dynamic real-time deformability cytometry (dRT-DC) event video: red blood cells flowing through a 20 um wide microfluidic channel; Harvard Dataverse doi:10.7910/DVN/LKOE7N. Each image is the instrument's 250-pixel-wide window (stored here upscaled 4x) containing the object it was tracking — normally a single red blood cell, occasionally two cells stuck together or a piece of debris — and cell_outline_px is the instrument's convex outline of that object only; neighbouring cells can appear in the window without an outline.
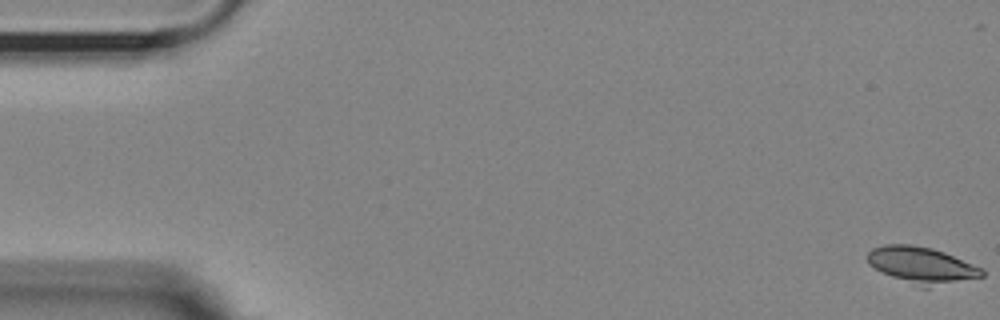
{"species": "Egyptian fruit bat (a non-hibernating species)", "species_latin": "Rousettus aegyptiacus", "temperature_condition": "room temperature", "stored_images_in_passage": 57, "segment_of_instrument_passage": [1, 2], "camera_frame_rate_fps": 3000, "um_per_image_px": 0.085, "animal": {"sex": "female"}, "frame": {"image": 1, "passage_image": 1, "time_ms": 0.0, "image_size_px": [1000, 320], "cell_outline_px": [[984, 276], [928, 288], [920, 288], [892, 276], [868, 264], [868, 252], [872, 248], [884, 244], [908, 244], [932, 248], [944, 252], [984, 268]], "centroid_in_image_um": [78.37, 22.54], "position_along_channel_um": 6.6, "area_um2": 24.28}}
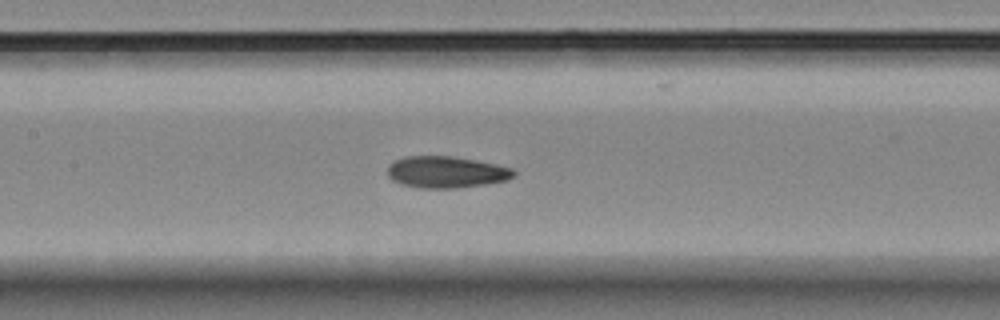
{"frame": {"image": 2, "passage_image": 26, "time_ms": 8.333, "image_size_px": [1000, 320], "cell_outline_px": [[516, 176], [508, 180], [484, 184], [456, 188], [420, 188], [400, 184], [392, 180], [388, 176], [388, 164], [396, 160], [408, 156], [452, 156], [476, 160], [496, 164], [512, 168], [516, 172]], "centroid_in_image_um": [37.94, 14.63], "position_along_channel_um": 169.5, "area_um2": 23.35}}
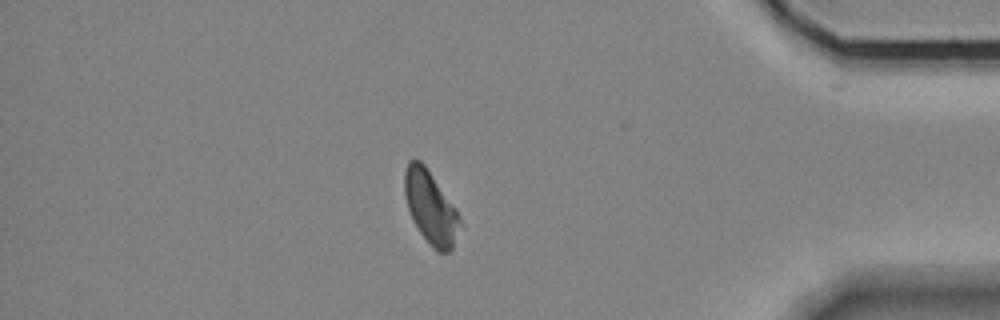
{"frame": {"image": 3, "passage_image": 48, "time_ms": 15.667, "image_size_px": [1000, 320], "cell_outline_px": [[464, 224], [452, 248], [448, 252], [436, 252], [432, 248], [420, 232], [412, 220], [404, 196], [404, 172], [408, 160], [420, 160], [424, 164], [456, 208]], "centroid_in_image_um": [36.62, 17.66], "position_along_channel_um": 398.6, "area_um2": 23.81}}